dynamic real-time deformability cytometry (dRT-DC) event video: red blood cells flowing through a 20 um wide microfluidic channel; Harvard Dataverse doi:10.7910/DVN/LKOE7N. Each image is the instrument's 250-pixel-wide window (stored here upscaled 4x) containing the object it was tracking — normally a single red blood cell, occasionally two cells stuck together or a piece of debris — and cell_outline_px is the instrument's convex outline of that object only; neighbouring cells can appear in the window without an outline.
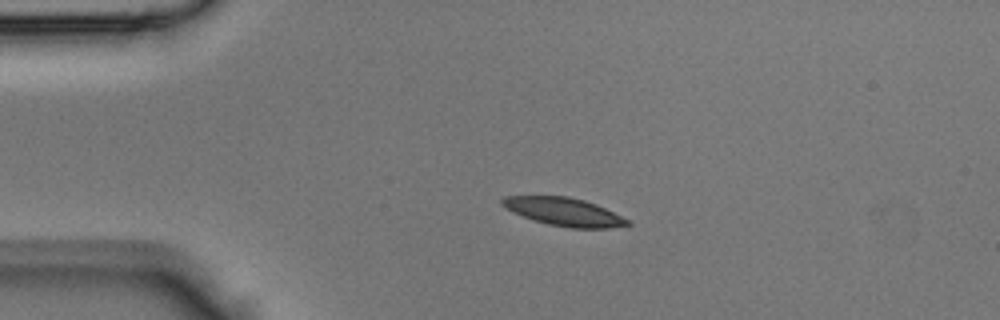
{"species": "Egyptian fruit bat (a non-hibernating species)", "species_latin": "Rousettus aegyptiacus", "temperature_condition": "room temperature", "stored_images_in_passage": 24, "camera_frame_rate_fps": 3000, "um_per_image_px": 0.085, "animal": {"sex": "male"}, "frame": {"image": 1, "passage_image": 9, "time_ms": 2.667, "image_size_px": [1000, 320], "cell_outline_px": [[632, 224], [608, 228], [568, 228], [548, 224], [532, 220], [512, 212], [504, 208], [500, 204], [500, 200], [504, 196], [568, 196], [584, 200], [596, 204], [632, 220]], "centroid_in_image_um": [47.93, 18.0], "position_along_channel_um": 37.1, "area_um2": 20.81}}
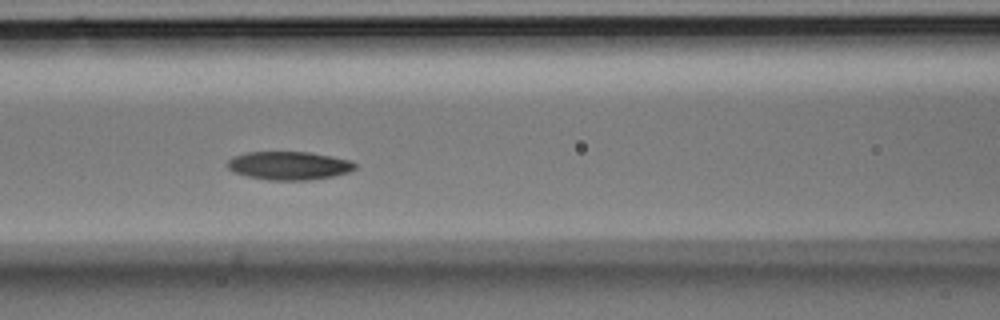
{"frame": {"image": 2, "passage_image": 18, "time_ms": 5.667, "image_size_px": [1000, 320], "cell_outline_px": [[356, 168], [348, 172], [332, 176], [308, 180], [268, 180], [248, 176], [236, 172], [228, 168], [228, 160], [232, 156], [248, 152], [308, 152], [332, 156], [352, 160], [356, 164]], "centroid_in_image_um": [24.59, 14.07], "position_along_channel_um": 142.0, "area_um2": 20.98}}
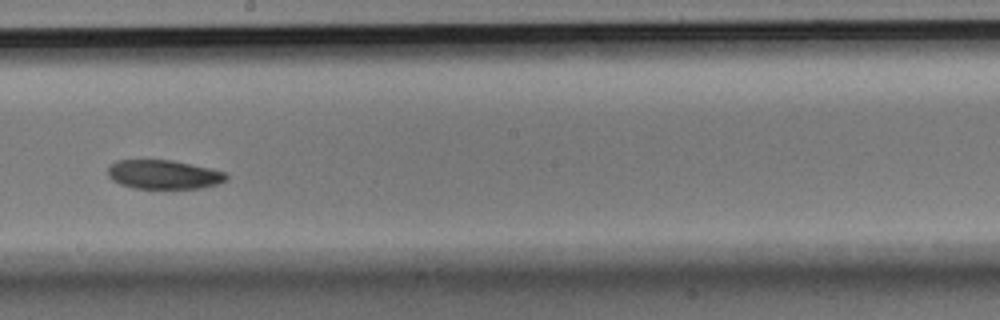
{"frame": {"image": 3, "passage_image": 24, "time_ms": 7.667, "image_size_px": [1000, 320], "cell_outline_px": [[228, 180], [216, 184], [200, 188], [132, 188], [120, 184], [112, 180], [108, 176], [108, 164], [116, 160], [172, 160], [208, 168], [224, 172], [228, 176]], "centroid_in_image_um": [13.86, 14.83], "position_along_channel_um": 234.3, "area_um2": 20.0}}